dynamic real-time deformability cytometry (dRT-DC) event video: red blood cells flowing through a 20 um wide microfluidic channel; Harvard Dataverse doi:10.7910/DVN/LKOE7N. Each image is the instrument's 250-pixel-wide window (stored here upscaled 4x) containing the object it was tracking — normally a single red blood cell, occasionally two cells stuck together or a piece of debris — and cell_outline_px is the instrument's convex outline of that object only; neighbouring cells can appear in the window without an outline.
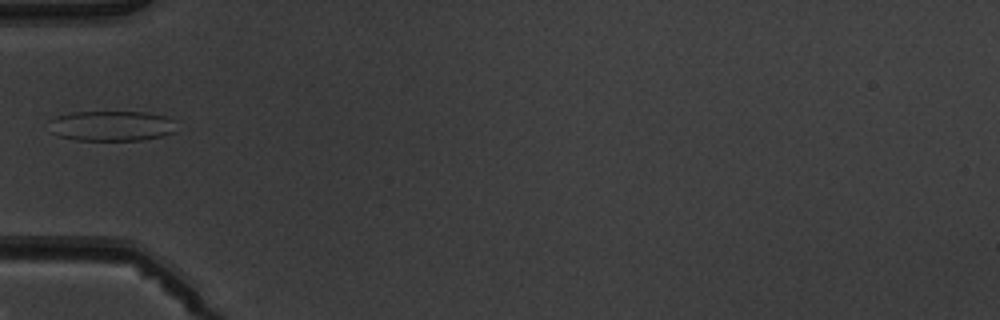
{"species": "common noctule bat (a hibernating species)", "species_latin": "Nyctalus noctula", "temperature_condition": "warm", "stored_images_in_passage": 6, "camera_frame_rate_fps": 3000, "um_per_image_px": 0.085, "animal": {"sex": "male", "body_mass_g": 19.5, "forearm_length_mm": 54.6}, "frame": {"image": 1, "passage_image": 6, "time_ms": 5.667, "image_size_px": [1000, 320], "cell_outline_px": [[176, 132], [144, 140], [76, 140], [60, 136], [48, 132], [52, 120], [56, 116], [72, 112], [144, 112], [168, 116], [172, 120]], "centroid_in_image_um": [9.47, 10.7], "position_along_channel_um": 75.5, "area_um2": 22.48}}